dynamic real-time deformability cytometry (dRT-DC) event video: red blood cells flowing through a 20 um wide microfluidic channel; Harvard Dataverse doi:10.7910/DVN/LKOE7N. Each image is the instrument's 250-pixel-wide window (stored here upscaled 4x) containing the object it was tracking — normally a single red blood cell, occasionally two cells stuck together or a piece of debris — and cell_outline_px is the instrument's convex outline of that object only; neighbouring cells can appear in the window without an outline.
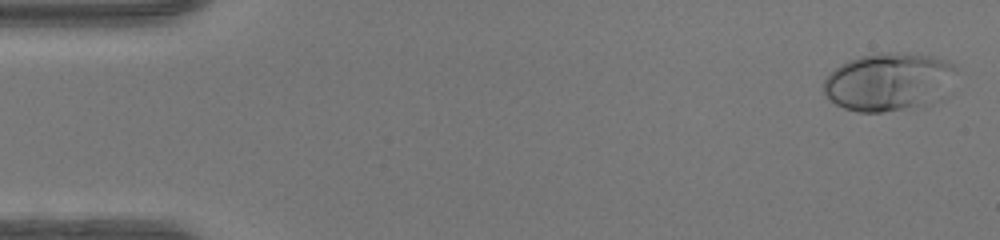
{"species": "human", "species_latin": "Homo sapiens", "temperature_condition": "warm", "stored_images_in_passage": 48, "camera_frame_rate_fps": 3000, "um_per_image_px": 0.085, "donor": {"sex": "female"}, "frame": {"image": 1, "passage_image": 2, "time_ms": 0.333, "image_size_px": [1000, 240], "cell_outline_px": [[956, 68], [948, 96], [944, 100], [924, 108], [884, 112], [856, 112], [844, 108], [828, 100], [824, 92], [824, 80], [840, 64], [848, 60], [860, 56], [888, 52], [932, 56], [956, 64]], "centroid_in_image_um": [75.63, 7.01], "position_along_channel_um": 9.4, "area_um2": 45.95}}
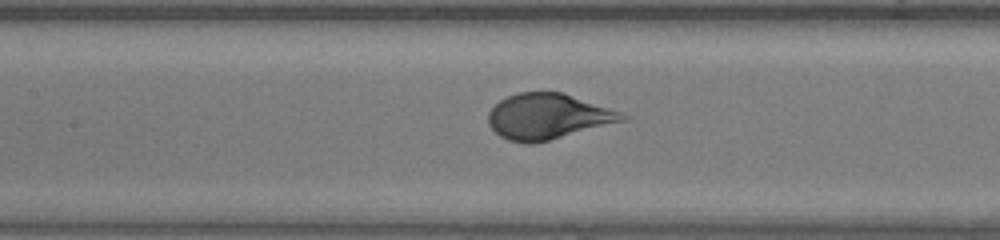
{"frame": {"image": 2, "passage_image": 22, "time_ms": 7.0, "image_size_px": [1000, 240], "cell_outline_px": [[628, 120], [532, 144], [524, 144], [508, 140], [500, 136], [488, 124], [488, 112], [500, 100], [508, 96], [520, 92], [564, 92], [620, 112], [628, 116]], "centroid_in_image_um": [46.56, 9.9], "position_along_channel_um": 160.8, "area_um2": 35.43}}
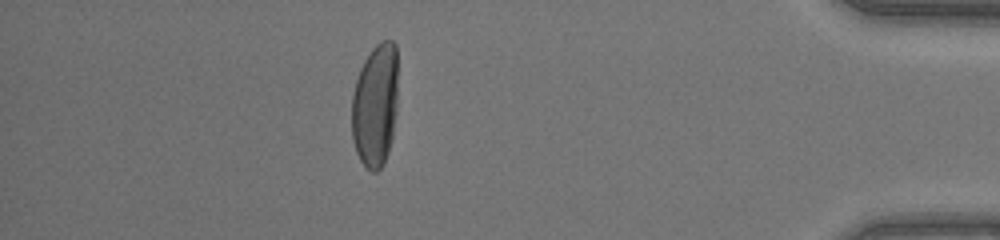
{"frame": {"image": 3, "passage_image": 42, "time_ms": 13.667, "image_size_px": [1000, 240], "cell_outline_px": [[396, 116], [392, 136], [388, 152], [380, 168], [376, 172], [372, 172], [360, 160], [356, 152], [352, 140], [352, 92], [360, 68], [364, 60], [372, 48], [380, 40], [392, 40], [396, 44]], "centroid_in_image_um": [31.88, 8.92], "position_along_channel_um": 403.3, "area_um2": 33.23}, "authors_computed_cell_mechanics": {"area_um2": 36.2117, "velocity_mm_per_s": 4.371, "shape_relaxation_time_tau1_ms": 3.6491, "shape_relaxation_time_tau2_ms": null, "deformation_change_tau1": 0.2468, "deformation_change_tau2": null}}